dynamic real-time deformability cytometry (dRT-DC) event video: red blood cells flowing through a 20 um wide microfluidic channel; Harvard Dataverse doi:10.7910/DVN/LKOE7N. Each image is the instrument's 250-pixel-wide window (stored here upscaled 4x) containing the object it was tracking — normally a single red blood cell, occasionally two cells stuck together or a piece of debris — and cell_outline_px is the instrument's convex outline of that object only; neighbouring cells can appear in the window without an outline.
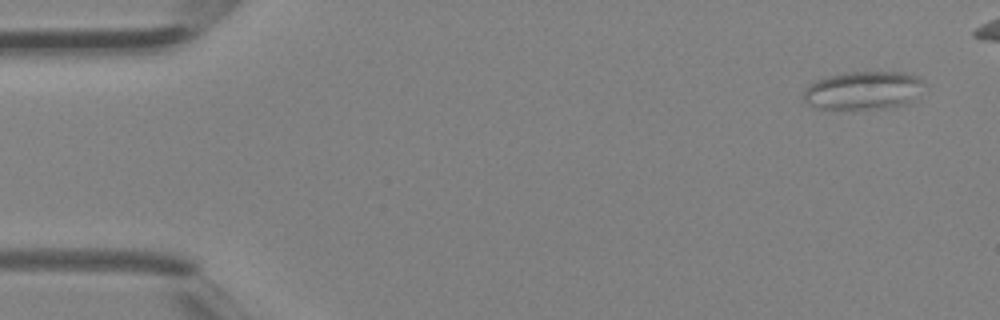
{"species": "Egyptian fruit bat (a non-hibernating species)", "species_latin": "Rousettus aegyptiacus", "temperature_condition": "room temperature", "stored_images_in_passage": 4, "camera_frame_rate_fps": 3000, "um_per_image_px": 0.085, "animal": {"sex": "female"}, "frame": {"image": 1, "passage_image": 1, "time_ms": 0.0, "image_size_px": [1000, 320], "cell_outline_px": [[924, 80], [912, 100], [904, 104], [888, 108], [816, 108], [804, 104], [804, 88], [812, 80], [844, 72], [904, 72], [916, 76]], "centroid_in_image_um": [73.28, 7.67], "position_along_channel_um": 11.7, "area_um2": 26.76}}